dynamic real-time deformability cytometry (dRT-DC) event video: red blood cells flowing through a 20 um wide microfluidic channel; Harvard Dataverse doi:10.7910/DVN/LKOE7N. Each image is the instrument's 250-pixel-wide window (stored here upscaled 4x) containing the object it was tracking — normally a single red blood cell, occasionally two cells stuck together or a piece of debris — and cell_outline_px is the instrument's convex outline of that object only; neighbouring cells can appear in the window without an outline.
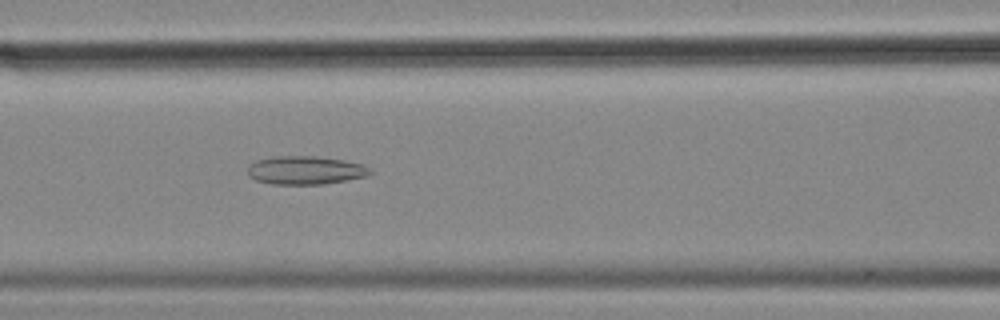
{"species": "common noctule bat (a hibernating species)", "species_latin": "Nyctalus noctula", "temperature_condition": "cold", "stored_images_in_passage": 56, "camera_frame_rate_fps": 3000, "um_per_image_px": 0.085, "animal": {"sex": "female", "body_mass_g": 18.4}, "frame": {"image": 1, "passage_image": 24, "time_ms": 7.667, "image_size_px": [1000, 320], "cell_outline_px": [[372, 172], [368, 176], [324, 184], [272, 184], [256, 180], [248, 176], [248, 168], [256, 160], [272, 156], [316, 156], [344, 160], [360, 164], [368, 168]], "centroid_in_image_um": [25.94, 14.47], "position_along_channel_um": 140.7, "area_um2": 20.17}}
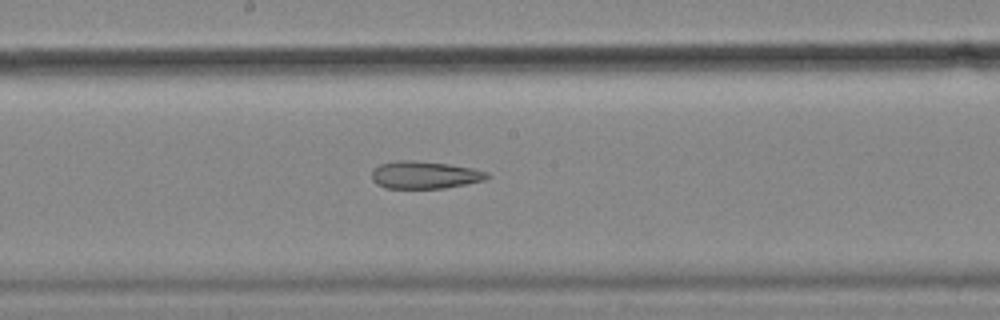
{"frame": {"image": 2, "passage_image": 30, "time_ms": 9.667, "image_size_px": [1000, 320], "cell_outline_px": [[492, 176], [484, 180], [444, 188], [384, 188], [376, 184], [372, 180], [372, 168], [380, 164], [396, 160], [408, 160], [448, 164], [472, 168], [488, 172]], "centroid_in_image_um": [36.07, 14.87], "position_along_channel_um": 212.1, "area_um2": 18.5}}
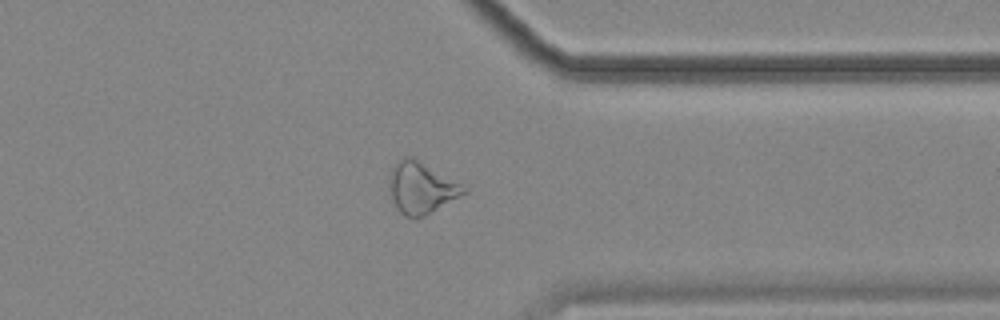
{"frame": {"image": 3, "passage_image": 44, "time_ms": 14.333, "image_size_px": [1000, 320], "cell_outline_px": [[468, 192], [424, 216], [404, 216], [396, 208], [388, 188], [388, 176], [392, 168], [404, 156], [412, 156], [468, 188]], "centroid_in_image_um": [35.78, 15.95], "position_along_channel_um": 375.6, "area_um2": 22.14}, "authors_computed_cell_mechanics": {"area_um2": 24.2471, "velocity_mm_per_s": 3.5916, "shape_relaxation_time_tau1_ms": null, "shape_relaxation_time_tau2_ms": 5.8478, "deformation_change_tau1": null, "deformation_change_tau2": 0.1778}}